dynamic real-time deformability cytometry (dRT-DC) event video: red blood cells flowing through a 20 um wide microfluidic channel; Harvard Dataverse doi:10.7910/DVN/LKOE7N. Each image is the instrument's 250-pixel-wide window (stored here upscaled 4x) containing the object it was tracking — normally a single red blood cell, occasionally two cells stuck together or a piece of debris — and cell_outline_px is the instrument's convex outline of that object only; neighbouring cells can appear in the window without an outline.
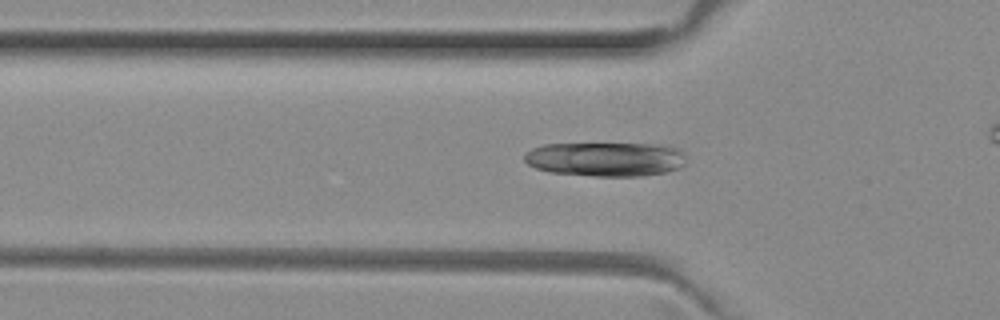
{"species": "common noctule bat (a hibernating species)", "species_latin": "Nyctalus noctula", "temperature_condition": "room temperature", "stored_images_in_passage": 36, "camera_frame_rate_fps": 3000, "um_per_image_px": 0.085, "animal": {"sex": "female", "body_mass_g": 29.2, "forearm_length_mm": 56.3}, "frame": {"image": 1, "passage_image": 11, "time_ms": 3.333, "image_size_px": [1000, 320], "cell_outline_px": [[684, 164], [680, 168], [664, 172], [640, 176], [596, 176], [552, 172], [536, 168], [528, 164], [524, 160], [524, 152], [532, 148], [544, 144], [664, 144], [680, 148], [684, 156]], "centroid_in_image_um": [51.48, 13.52], "position_along_channel_um": 74.3, "area_um2": 32.37}}
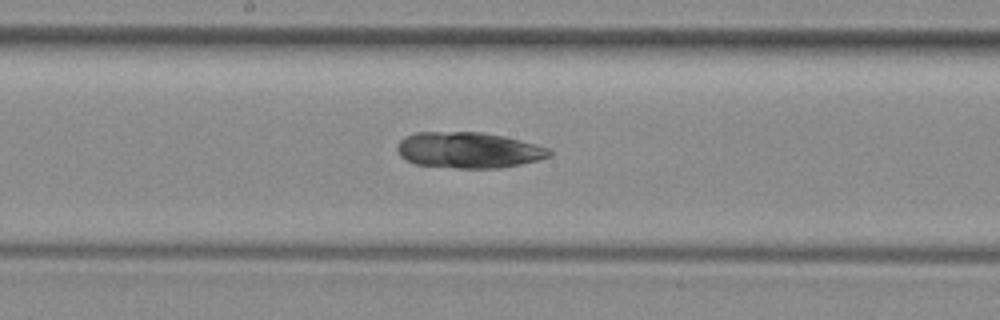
{"frame": {"image": 2, "passage_image": 21, "time_ms": 6.667, "image_size_px": [1000, 320], "cell_outline_px": [[552, 156], [520, 164], [500, 168], [456, 168], [416, 164], [400, 156], [396, 148], [400, 140], [404, 136], [416, 132], [480, 132], [504, 136], [520, 140], [548, 148], [552, 152]], "centroid_in_image_um": [39.81, 12.76], "position_along_channel_um": 208.4, "area_um2": 31.79}}
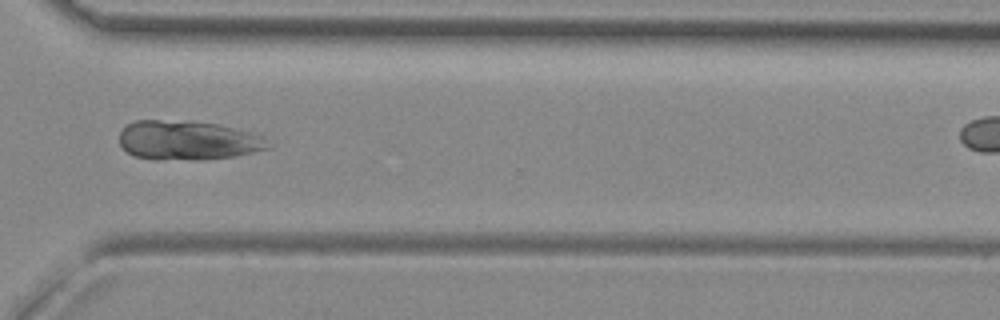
{"frame": {"image": 3, "passage_image": 32, "time_ms": 10.333, "image_size_px": [1000, 320], "cell_outline_px": [[276, 144], [272, 148], [232, 156], [204, 160], [152, 160], [132, 156], [120, 144], [120, 132], [128, 124], [136, 120], [160, 120], [216, 124], [264, 136]], "centroid_in_image_um": [15.99, 11.96], "position_along_channel_um": 354.6, "area_um2": 34.22}}